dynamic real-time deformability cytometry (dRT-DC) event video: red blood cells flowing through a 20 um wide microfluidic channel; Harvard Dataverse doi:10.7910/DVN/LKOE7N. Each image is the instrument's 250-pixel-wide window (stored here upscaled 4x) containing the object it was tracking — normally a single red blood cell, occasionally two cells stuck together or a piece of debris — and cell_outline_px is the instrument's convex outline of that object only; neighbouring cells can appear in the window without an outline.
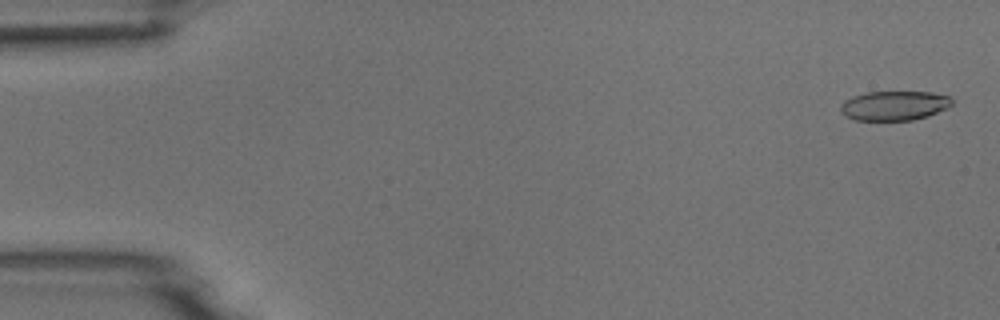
{"species": "common noctule bat (a hibernating species)", "species_latin": "Nyctalus noctula", "temperature_condition": "room temperature", "stored_images_in_passage": 5, "camera_frame_rate_fps": 3000, "um_per_image_px": 0.085, "animal": {"sex": "male", "body_mass_g": 18.8}, "frame": {"image": 1, "passage_image": 1, "time_ms": 0.0, "image_size_px": [1000, 320], "cell_outline_px": [[952, 104], [948, 108], [928, 116], [912, 120], [856, 120], [844, 116], [840, 112], [840, 104], [844, 100], [852, 96], [868, 92], [932, 92], [948, 96], [952, 100]], "centroid_in_image_um": [75.99, 8.98], "position_along_channel_um": 9.0, "area_um2": 19.25}}
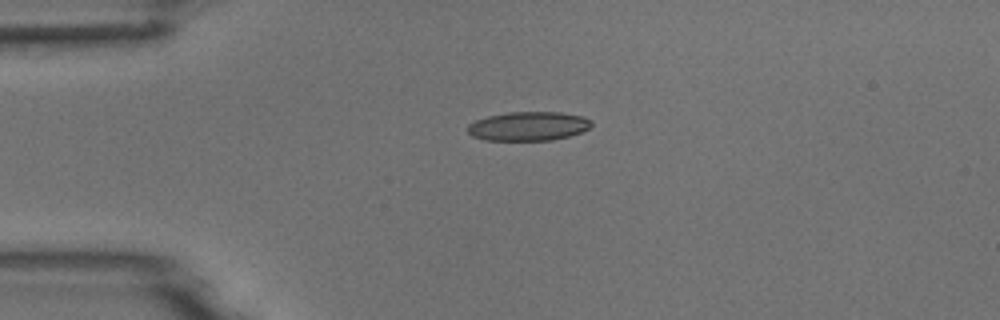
{"frame": {"image": 2, "passage_image": 4, "time_ms": 3.667, "image_size_px": [1000, 320], "cell_outline_px": [[592, 124], [588, 128], [580, 132], [568, 136], [552, 140], [484, 140], [472, 136], [468, 132], [468, 124], [476, 120], [488, 116], [508, 112], [560, 112], [584, 116], [592, 120]], "centroid_in_image_um": [44.91, 10.72], "position_along_channel_um": 40.1, "area_um2": 20.92}}